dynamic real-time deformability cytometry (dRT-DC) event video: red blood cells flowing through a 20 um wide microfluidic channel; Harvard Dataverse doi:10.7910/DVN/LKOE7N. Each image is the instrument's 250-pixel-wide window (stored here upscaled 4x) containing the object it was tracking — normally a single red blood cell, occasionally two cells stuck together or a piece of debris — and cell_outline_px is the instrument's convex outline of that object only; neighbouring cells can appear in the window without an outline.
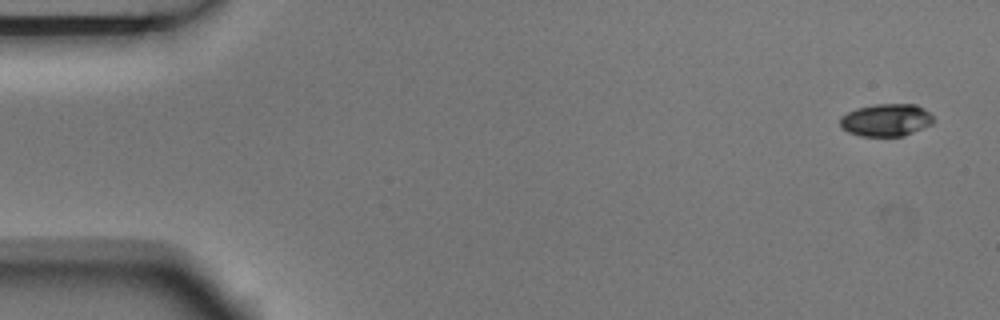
{"species": "Egyptian fruit bat (a non-hibernating species)", "species_latin": "Rousettus aegyptiacus", "temperature_condition": "room temperature", "stored_images_in_passage": 5, "camera_frame_rate_fps": 3000, "um_per_image_px": 0.085, "animal": {"sex": "male"}, "frame": {"image": 1, "passage_image": 1, "time_ms": 0.0, "image_size_px": [1000, 320], "cell_outline_px": [[932, 124], [904, 136], [860, 136], [848, 132], [840, 128], [840, 116], [856, 108], [876, 104], [916, 104], [924, 108], [932, 116]], "centroid_in_image_um": [75.29, 10.2], "position_along_channel_um": 9.7, "area_um2": 17.74}}
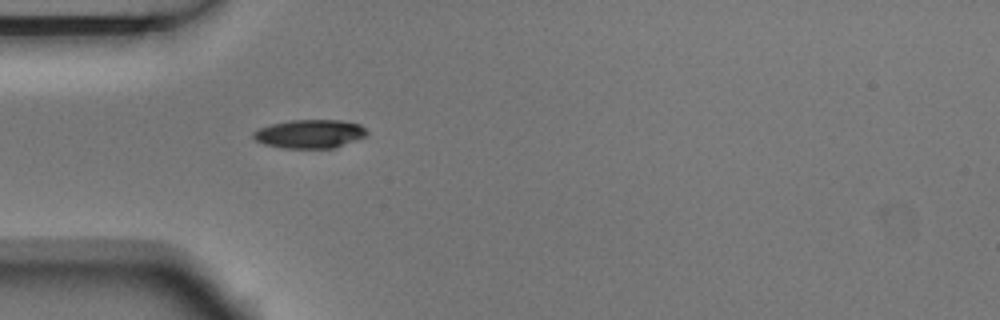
{"frame": {"image": 2, "passage_image": 5, "time_ms": 1.333, "image_size_px": [1000, 320], "cell_outline_px": [[368, 132], [364, 136], [336, 148], [284, 148], [264, 144], [256, 140], [252, 136], [252, 132], [260, 128], [272, 124], [292, 120], [340, 120], [360, 124]], "centroid_in_image_um": [26.32, 11.38], "position_along_channel_um": 58.7, "area_um2": 18.79}}